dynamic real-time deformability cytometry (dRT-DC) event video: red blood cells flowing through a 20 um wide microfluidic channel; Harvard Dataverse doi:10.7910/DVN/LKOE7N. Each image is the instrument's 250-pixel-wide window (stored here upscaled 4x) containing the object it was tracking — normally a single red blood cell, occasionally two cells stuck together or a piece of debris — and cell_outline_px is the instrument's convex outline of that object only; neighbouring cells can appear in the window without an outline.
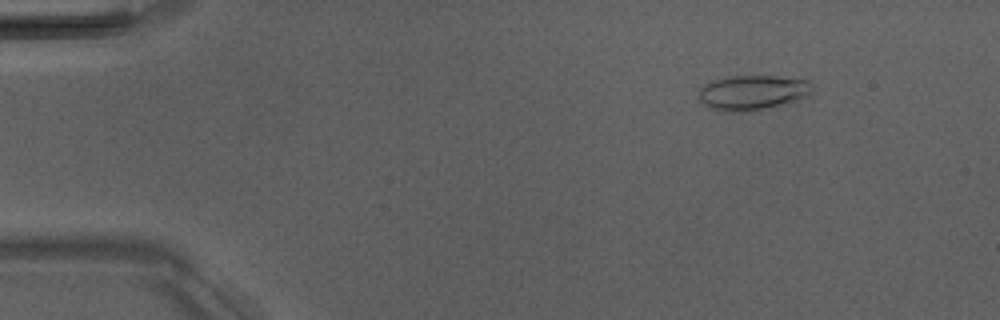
{"species": "Egyptian fruit bat (a non-hibernating species)", "species_latin": "Rousettus aegyptiacus", "temperature_condition": "room temperature", "stored_images_in_passage": 4, "camera_frame_rate_fps": 3000, "um_per_image_px": 0.085, "animal": {"sex": "male"}, "frame": {"image": 1, "passage_image": 2, "time_ms": 1.333, "image_size_px": [1000, 320], "cell_outline_px": [[812, 92], [808, 96], [788, 104], [740, 112], [732, 112], [712, 108], [704, 104], [700, 100], [700, 88], [704, 84], [712, 80], [728, 76], [772, 76], [812, 80]], "centroid_in_image_um": [64.02, 7.85], "position_along_channel_um": 21.0, "area_um2": 23.12}}